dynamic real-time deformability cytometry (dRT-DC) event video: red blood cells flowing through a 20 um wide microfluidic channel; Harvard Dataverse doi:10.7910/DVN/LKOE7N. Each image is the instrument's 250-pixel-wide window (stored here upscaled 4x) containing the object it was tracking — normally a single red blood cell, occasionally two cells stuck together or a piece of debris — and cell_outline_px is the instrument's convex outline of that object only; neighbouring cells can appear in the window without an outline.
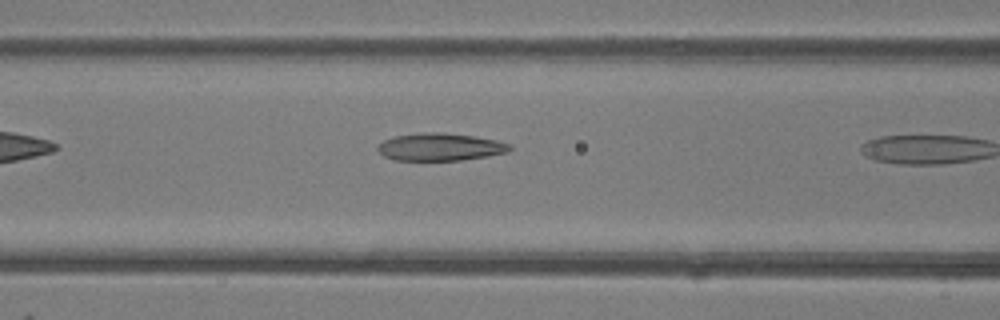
{"species": "common noctule bat (a hibernating species)", "species_latin": "Nyctalus noctula", "temperature_condition": "room temperature", "stored_images_in_passage": 5, "camera_frame_rate_fps": 3000, "um_per_image_px": 0.085, "animal": {"sex": "female"}, "frame": {"image": 1, "passage_image": 4, "time_ms": 1.0, "image_size_px": [1000, 320], "cell_outline_px": [[512, 148], [508, 152], [488, 156], [460, 160], [392, 160], [384, 156], [376, 148], [384, 140], [396, 136], [424, 132], [440, 132], [476, 136], [496, 140], [512, 144]], "centroid_in_image_um": [37.45, 12.49], "position_along_channel_um": 129.2, "area_um2": 21.21}}